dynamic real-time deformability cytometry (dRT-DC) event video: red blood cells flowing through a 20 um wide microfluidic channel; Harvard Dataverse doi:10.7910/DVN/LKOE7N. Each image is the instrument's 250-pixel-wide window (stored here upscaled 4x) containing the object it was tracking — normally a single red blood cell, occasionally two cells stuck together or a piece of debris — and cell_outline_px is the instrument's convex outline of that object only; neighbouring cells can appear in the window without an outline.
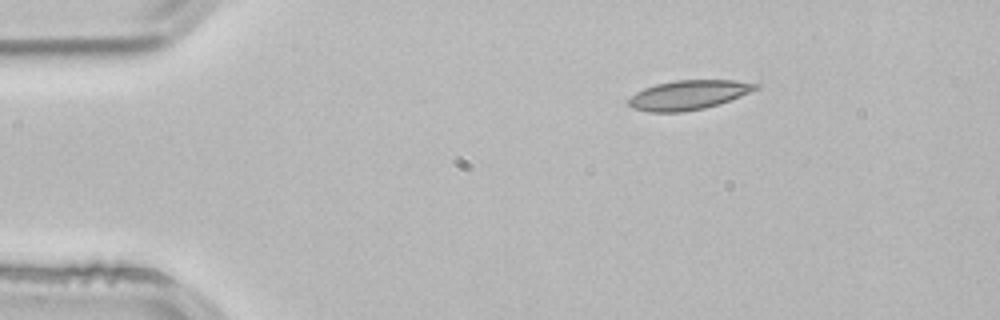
{"species": "common noctule bat (a hibernating species)", "species_latin": "Nyctalus noctula", "temperature_condition": "room temperature", "stored_images_in_passage": 2, "camera_frame_rate_fps": 3000, "um_per_image_px": 0.085, "animal": {"sex": "male", "body_mass_g": 21.5, "forearm_length_mm": 52.0}, "frame": {"image": 1, "passage_image": 1, "time_ms": 0.0, "image_size_px": [1000, 320], "cell_outline_px": [[760, 88], [740, 96], [704, 108], [680, 112], [648, 112], [632, 108], [628, 104], [628, 100], [636, 92], [644, 88], [656, 84], [676, 80], [732, 80], [760, 84]], "centroid_in_image_um": [58.5, 8.06], "position_along_channel_um": 26.5, "area_um2": 21.56}}